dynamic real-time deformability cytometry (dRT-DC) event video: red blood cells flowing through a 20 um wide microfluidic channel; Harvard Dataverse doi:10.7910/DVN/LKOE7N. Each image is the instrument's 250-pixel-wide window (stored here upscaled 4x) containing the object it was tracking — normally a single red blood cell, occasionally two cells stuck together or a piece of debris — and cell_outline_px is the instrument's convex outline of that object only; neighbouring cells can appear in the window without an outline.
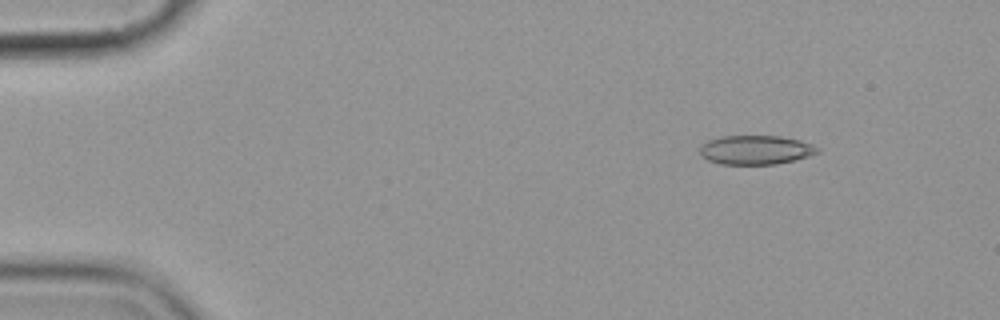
{"species": "common noctule bat (a hibernating species)", "species_latin": "Nyctalus noctula", "temperature_condition": "cold", "stored_images_in_passage": 2, "camera_frame_rate_fps": 3000, "um_per_image_px": 0.085, "animal": {"sex": "female", "body_mass_g": 19.9}, "frame": {"image": 1, "passage_image": 1, "time_ms": 0.0, "image_size_px": [1000, 320], "cell_outline_px": [[820, 152], [808, 156], [776, 164], [720, 164], [708, 160], [700, 156], [700, 148], [708, 140], [724, 136], [780, 136], [800, 140], [820, 148]], "centroid_in_image_um": [64.23, 12.74], "position_along_channel_um": 20.8, "area_um2": 19.83}}